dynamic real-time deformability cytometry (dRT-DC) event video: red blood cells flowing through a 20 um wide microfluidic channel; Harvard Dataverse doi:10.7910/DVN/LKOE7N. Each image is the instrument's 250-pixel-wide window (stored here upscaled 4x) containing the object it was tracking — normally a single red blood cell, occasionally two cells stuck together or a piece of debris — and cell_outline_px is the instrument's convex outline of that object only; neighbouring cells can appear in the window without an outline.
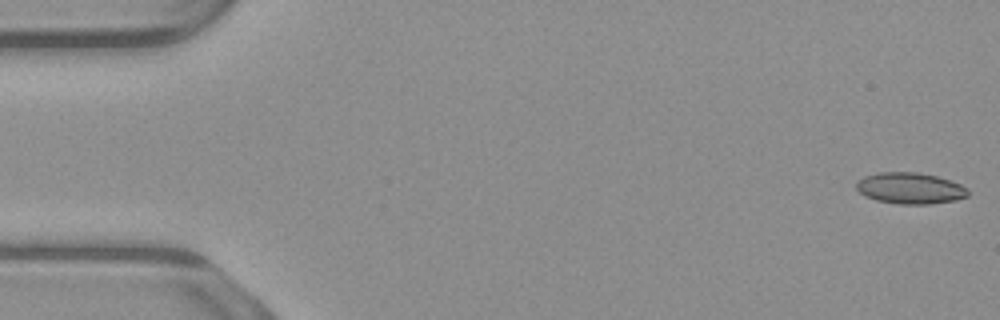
{"species": "common noctule bat (a hibernating species)", "species_latin": "Nyctalus noctula", "temperature_condition": "warm", "stored_images_in_passage": 48, "camera_frame_rate_fps": 3000, "um_per_image_px": 0.085, "animal": {"sex": "male", "body_mass_g": 23.1, "forearm_length_mm": 52.7}, "frame": {"image": 1, "passage_image": 1, "time_ms": 0.0, "image_size_px": [1000, 320], "cell_outline_px": [[968, 196], [952, 200], [928, 204], [900, 204], [876, 200], [860, 192], [856, 188], [856, 184], [864, 176], [880, 172], [916, 172], [936, 176], [960, 184], [968, 188]], "centroid_in_image_um": [77.36, 15.99], "position_along_channel_um": 7.6, "area_um2": 20.0}}
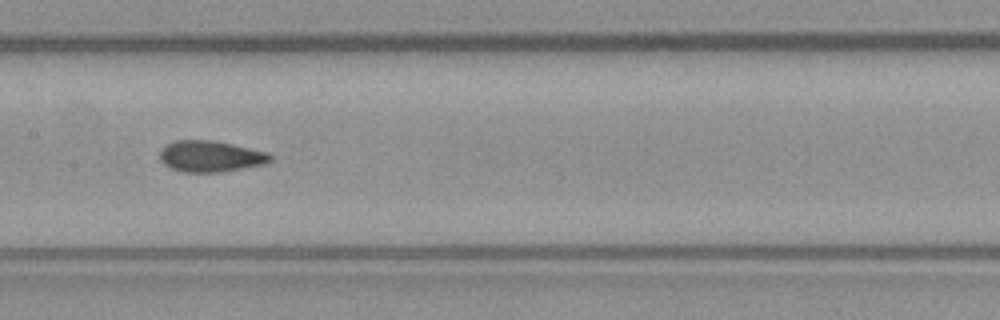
{"frame": {"image": 2, "passage_image": 26, "time_ms": 8.333, "image_size_px": [1000, 320], "cell_outline_px": [[272, 160], [264, 164], [220, 172], [184, 172], [172, 168], [164, 164], [160, 160], [160, 152], [172, 140], [212, 140], [232, 144], [268, 152], [272, 156]], "centroid_in_image_um": [17.9, 13.28], "position_along_channel_um": 189.5, "area_um2": 19.94}}
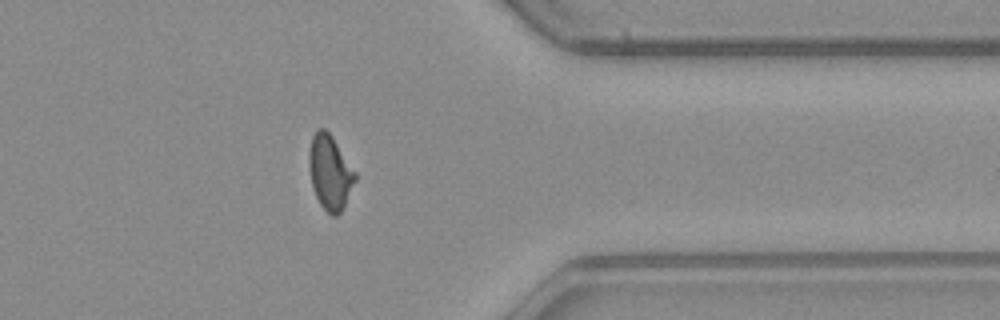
{"frame": {"image": 3, "passage_image": 42, "time_ms": 13.667, "image_size_px": [1000, 320], "cell_outline_px": [[356, 180], [344, 208], [336, 216], [332, 216], [320, 204], [316, 196], [312, 184], [308, 164], [308, 156], [312, 136], [320, 128], [324, 128], [332, 136], [356, 172]], "centroid_in_image_um": [28.06, 14.66], "position_along_channel_um": 383.3, "area_um2": 19.94}, "authors_computed_cell_mechanics": {"area_um2": 20.1722, "velocity_mm_per_s": 3.9108, "shape_relaxation_time_tau1_ms": null, "shape_relaxation_time_tau2_ms": 1.1363, "deformation_change_tau1": null, "deformation_change_tau2": 0.0827}}